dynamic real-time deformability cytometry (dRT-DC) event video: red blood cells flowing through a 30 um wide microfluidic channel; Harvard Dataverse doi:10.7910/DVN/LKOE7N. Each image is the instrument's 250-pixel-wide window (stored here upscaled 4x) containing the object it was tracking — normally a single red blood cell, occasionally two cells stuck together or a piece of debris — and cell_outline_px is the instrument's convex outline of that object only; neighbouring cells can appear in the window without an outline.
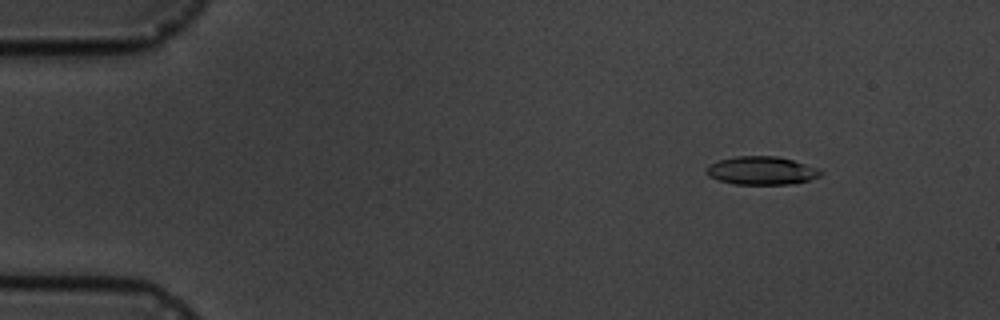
{"species": "common noctule bat (a hibernating species)", "species_latin": "Nyctalus noctula", "temperature_condition": "cold", "stored_images_in_passage": 5, "camera_frame_rate_fps": 3000, "um_per_image_px": 0.085, "animal": {"sex": "male", "body_mass_g": 19.5, "forearm_length_mm": 54.6}, "frame": {"image": 1, "passage_image": 2, "time_ms": 1.0, "image_size_px": [1000, 320], "cell_outline_px": [[824, 172], [820, 176], [808, 180], [792, 184], [732, 184], [708, 176], [704, 172], [708, 164], [720, 160], [736, 156], [776, 156], [792, 160], [820, 168]], "centroid_in_image_um": [64.73, 14.5], "position_along_channel_um": 20.3, "area_um2": 18.9}}
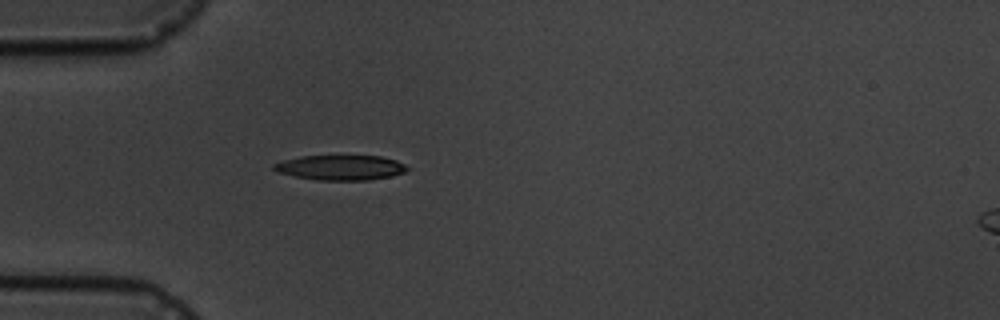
{"frame": {"image": 2, "passage_image": 5, "time_ms": 4.333, "image_size_px": [1000, 320], "cell_outline_px": [[412, 168], [404, 172], [392, 176], [368, 180], [316, 180], [276, 172], [272, 168], [272, 164], [284, 160], [300, 156], [380, 156], [396, 160]], "centroid_in_image_um": [28.96, 14.24], "position_along_channel_um": 56.0, "area_um2": 19.48}}